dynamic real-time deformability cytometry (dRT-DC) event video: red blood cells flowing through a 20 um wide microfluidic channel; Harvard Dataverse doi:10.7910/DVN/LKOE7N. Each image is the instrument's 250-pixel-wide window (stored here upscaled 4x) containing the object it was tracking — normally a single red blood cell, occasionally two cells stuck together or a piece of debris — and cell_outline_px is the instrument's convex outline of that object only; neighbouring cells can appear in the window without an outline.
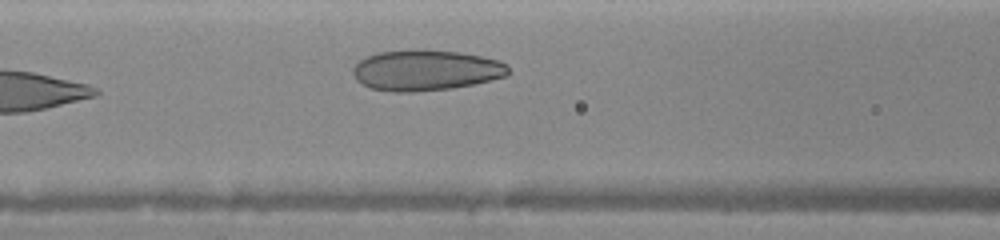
{"species": "human", "species_latin": "Homo sapiens", "temperature_condition": "warm", "stored_images_in_passage": 11, "camera_frame_rate_fps": 3000, "um_per_image_px": 0.085, "donor": {"sex": "female"}, "frame": {"image": 1, "passage_image": 11, "time_ms": 6.0, "image_size_px": [1000, 240], "cell_outline_px": [[508, 76], [492, 80], [452, 88], [412, 92], [392, 92], [372, 88], [356, 80], [352, 72], [352, 68], [360, 60], [376, 52], [460, 52], [500, 60], [508, 64]], "centroid_in_image_um": [36.22, 6.01], "position_along_channel_um": 130.4, "area_um2": 36.01}}